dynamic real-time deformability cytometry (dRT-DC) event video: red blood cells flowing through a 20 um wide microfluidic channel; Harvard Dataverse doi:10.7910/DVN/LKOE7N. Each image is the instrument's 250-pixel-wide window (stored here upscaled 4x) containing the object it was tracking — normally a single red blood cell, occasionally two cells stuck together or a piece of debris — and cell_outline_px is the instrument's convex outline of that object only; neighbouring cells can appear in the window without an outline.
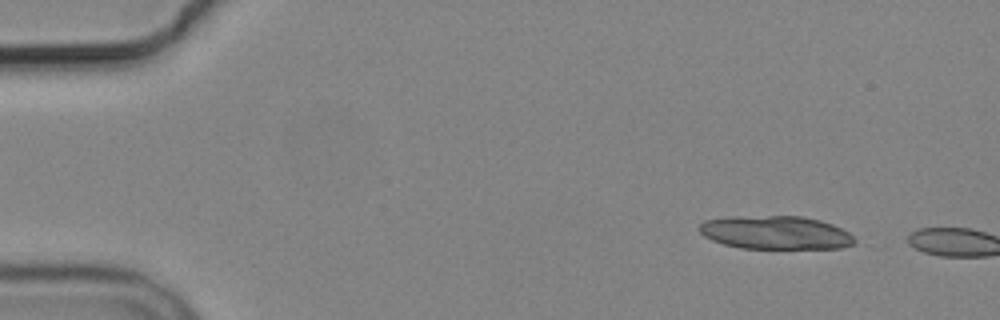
{"species": "common noctule bat (a hibernating species)", "species_latin": "Nyctalus noctula", "temperature_condition": "cold", "stored_images_in_passage": 2, "camera_frame_rate_fps": 3000, "um_per_image_px": 0.085, "animal": {"sex": "male", "body_mass_g": 19.2, "forearm_length_mm": 51.8}, "frame": {"image": 1, "passage_image": 1, "time_ms": 0.0, "image_size_px": [1000, 320], "cell_outline_px": [[860, 240], [856, 244], [840, 248], [740, 248], [724, 244], [712, 240], [704, 236], [700, 232], [700, 224], [704, 220], [728, 216], [804, 216], [820, 220], [832, 224], [848, 232]], "centroid_in_image_um": [65.96, 19.76], "position_along_channel_um": 19.0, "area_um2": 30.46}}